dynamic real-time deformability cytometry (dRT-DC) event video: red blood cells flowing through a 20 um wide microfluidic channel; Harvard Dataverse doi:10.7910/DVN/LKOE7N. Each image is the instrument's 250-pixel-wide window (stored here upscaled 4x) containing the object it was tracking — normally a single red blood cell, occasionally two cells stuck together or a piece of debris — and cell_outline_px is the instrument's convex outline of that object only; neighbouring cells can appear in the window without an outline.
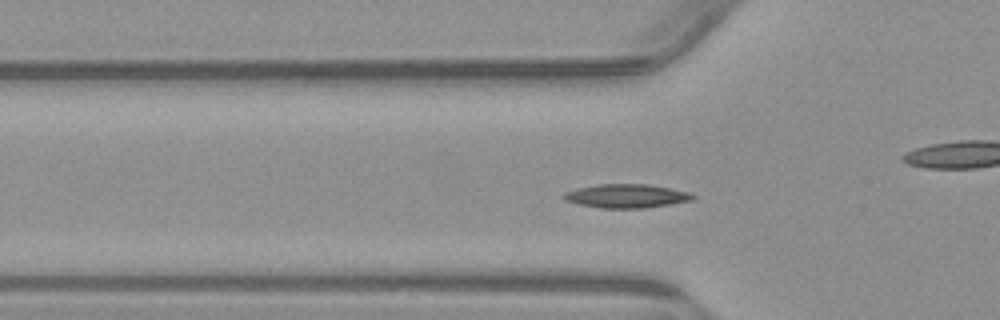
{"species": "common noctule bat (a hibernating species)", "species_latin": "Nyctalus noctula", "temperature_condition": "warm", "stored_images_in_passage": 53, "camera_frame_rate_fps": 3000, "um_per_image_px": 0.085, "animal": {"sex": "male", "body_mass_g": 23.1, "forearm_length_mm": 52.7}, "frame": {"image": 1, "passage_image": 16, "time_ms": 5.0, "image_size_px": [1000, 320], "cell_outline_px": [[696, 196], [692, 200], [644, 208], [600, 208], [580, 204], [564, 200], [560, 196], [564, 192], [576, 188], [600, 184], [648, 184], [688, 192]], "centroid_in_image_um": [53.18, 16.65], "position_along_channel_um": 72.6, "area_um2": 17.74}}
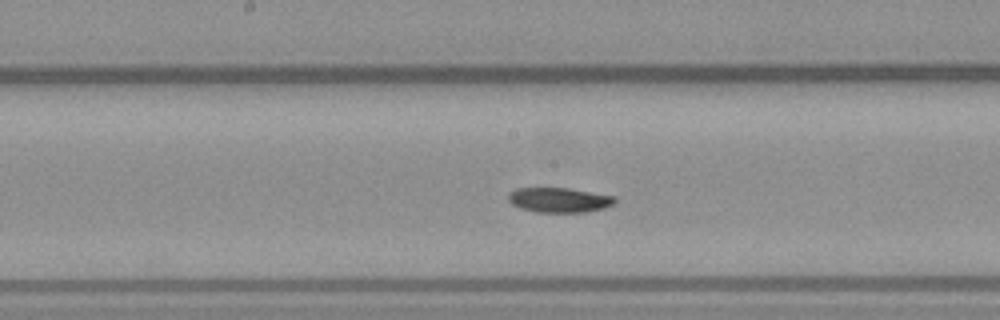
{"frame": {"image": 2, "passage_image": 26, "time_ms": 8.333, "image_size_px": [1000, 320], "cell_outline_px": [[616, 200], [612, 204], [604, 208], [584, 212], [536, 212], [520, 208], [512, 204], [508, 200], [508, 192], [516, 188], [568, 188], [616, 196]], "centroid_in_image_um": [47.5, 16.99], "position_along_channel_um": 200.7, "area_um2": 15.43}}
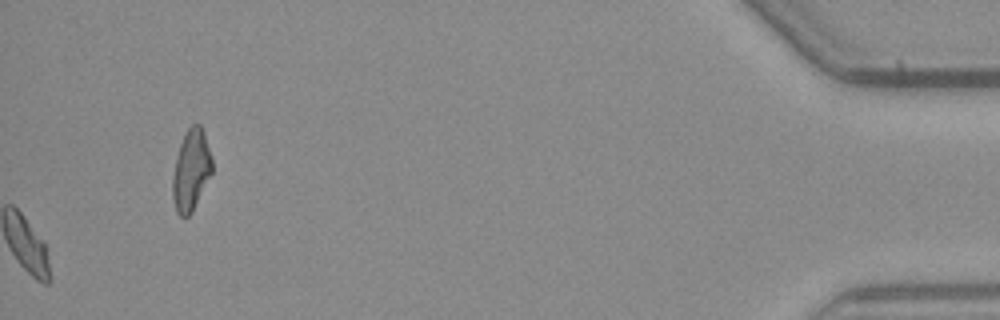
{"frame": {"image": 3, "passage_image": 53, "time_ms": 17.333, "image_size_px": [1000, 320], "cell_outline_px": [[212, 172], [192, 212], [188, 216], [180, 216], [176, 212], [172, 196], [172, 176], [176, 156], [180, 144], [188, 128], [192, 124], [200, 124], [204, 132], [212, 160]], "centroid_in_image_um": [16.23, 14.47], "position_along_channel_um": 419.0, "area_um2": 18.55}, "authors_computed_cell_mechanics": {"area_um2": 15.9528, "velocity_mm_per_s": 3.8188, "shape_relaxation_time_tau1_ms": 6.532, "shape_relaxation_time_tau2_ms": null, "deformation_change_tau1": 0.1429, "deformation_change_tau2": null}}